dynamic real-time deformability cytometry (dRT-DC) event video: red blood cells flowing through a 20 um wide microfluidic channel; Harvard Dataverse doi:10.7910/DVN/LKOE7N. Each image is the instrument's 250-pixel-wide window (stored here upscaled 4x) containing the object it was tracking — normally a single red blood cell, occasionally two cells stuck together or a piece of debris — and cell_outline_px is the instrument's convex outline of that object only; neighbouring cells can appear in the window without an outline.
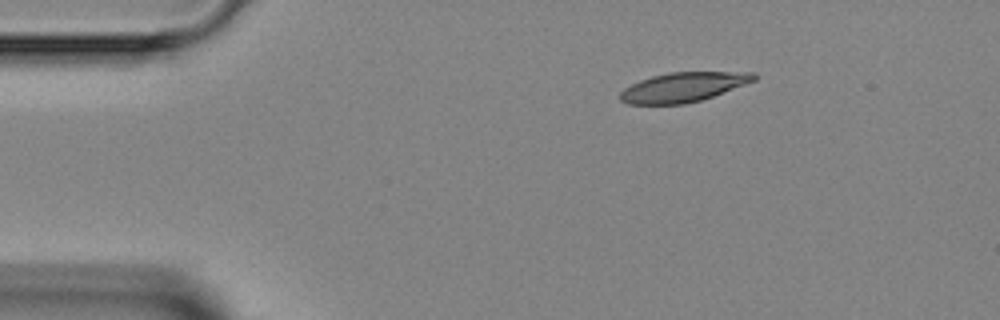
{"species": "Egyptian fruit bat (a non-hibernating species)", "species_latin": "Rousettus aegyptiacus", "temperature_condition": "room temperature", "stored_images_in_passage": 4, "camera_frame_rate_fps": 3000, "um_per_image_px": 0.085, "animal": {"sex": "female"}, "frame": {"image": 1, "passage_image": 1, "time_ms": 0.0, "image_size_px": [1000, 320], "cell_outline_px": [[756, 80], [712, 96], [700, 100], [684, 104], [628, 104], [620, 100], [620, 92], [624, 88], [640, 80], [652, 76], [668, 72], [756, 72]], "centroid_in_image_um": [58.06, 7.4], "position_along_channel_um": 26.9, "area_um2": 22.83}}
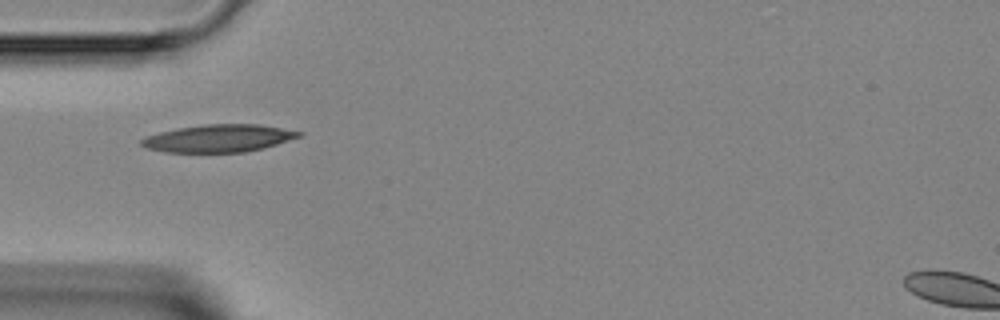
{"frame": {"image": 2, "passage_image": 3, "time_ms": 2.333, "image_size_px": [1000, 320], "cell_outline_px": [[304, 132], [300, 136], [264, 148], [244, 152], [164, 152], [148, 148], [140, 144], [140, 140], [144, 136], [176, 128], [204, 124], [260, 124]], "centroid_in_image_um": [18.56, 11.75], "position_along_channel_um": 66.4, "area_um2": 25.26}}
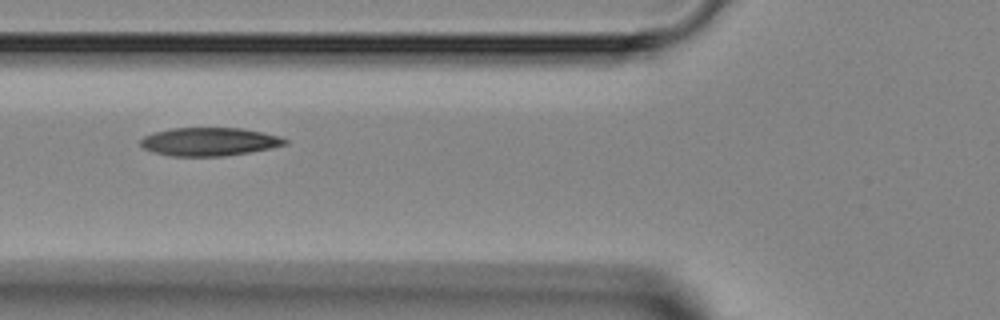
{"frame": {"image": 3, "passage_image": 4, "time_ms": 3.333, "image_size_px": [1000, 320], "cell_outline_px": [[288, 144], [272, 148], [224, 156], [172, 156], [152, 152], [144, 148], [140, 144], [140, 140], [144, 136], [156, 132], [172, 128], [244, 128], [264, 132], [280, 136], [288, 140]], "centroid_in_image_um": [17.82, 12.04], "position_along_channel_um": 108.0, "area_um2": 23.87}}